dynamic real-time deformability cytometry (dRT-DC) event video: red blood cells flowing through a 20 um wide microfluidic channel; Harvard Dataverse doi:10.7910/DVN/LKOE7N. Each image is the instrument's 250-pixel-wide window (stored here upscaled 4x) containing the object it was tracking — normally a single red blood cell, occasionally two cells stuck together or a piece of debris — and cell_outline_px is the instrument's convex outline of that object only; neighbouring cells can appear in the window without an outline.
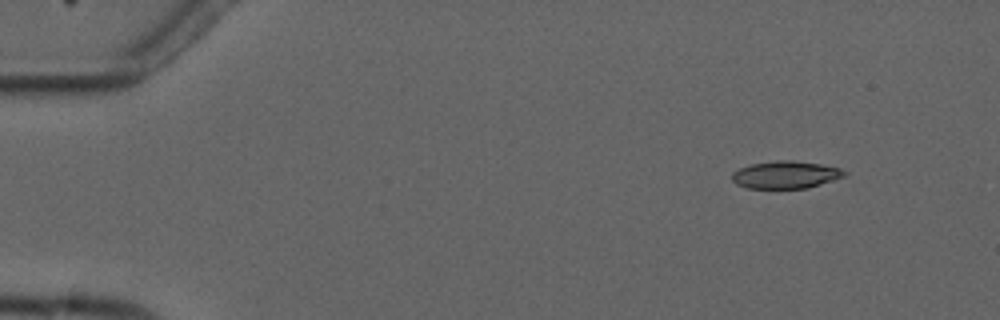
{"species": "common noctule bat (a hibernating species)", "species_latin": "Nyctalus noctula", "temperature_condition": "cold", "stored_images_in_passage": 5, "camera_frame_rate_fps": 3000, "um_per_image_px": 0.085, "animal": {"sex": "male", "forearm_length_mm": 52.5}, "frame": {"image": 1, "passage_image": 2, "time_ms": 1.0, "image_size_px": [1000, 320], "cell_outline_px": [[848, 176], [808, 188], [748, 188], [736, 184], [732, 180], [732, 172], [740, 168], [752, 164], [776, 160], [792, 160], [820, 164], [840, 168], [848, 172]], "centroid_in_image_um": [66.82, 14.85], "position_along_channel_um": 18.2, "area_um2": 18.09}}